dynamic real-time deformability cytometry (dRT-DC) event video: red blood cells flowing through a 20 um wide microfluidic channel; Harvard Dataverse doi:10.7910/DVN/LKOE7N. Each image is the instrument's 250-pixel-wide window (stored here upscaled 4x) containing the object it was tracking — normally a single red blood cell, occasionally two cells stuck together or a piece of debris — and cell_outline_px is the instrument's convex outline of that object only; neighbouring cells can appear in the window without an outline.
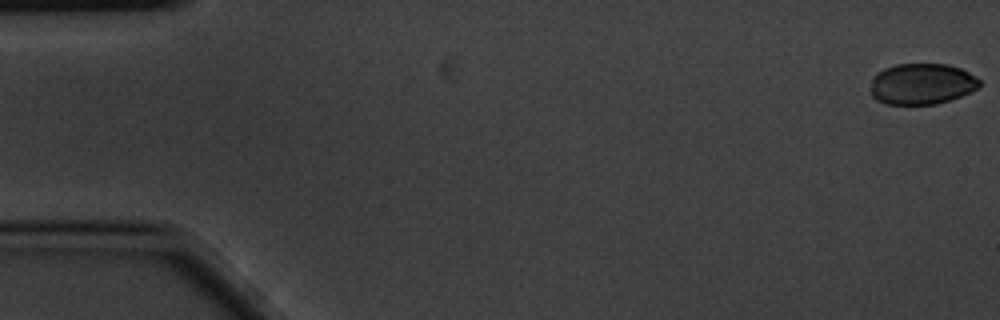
{"species": "common noctule bat (a hibernating species)", "species_latin": "Nyctalus noctula", "temperature_condition": "cold", "stored_images_in_passage": 6, "segment_of_instrument_passage": [1, 2], "camera_frame_rate_fps": 3000, "um_per_image_px": 0.085, "animal": {"sex": "male", "body_mass_g": 20.1, "forearm_length_mm": 53.5}, "frame": {"image": 1, "passage_image": 1, "time_ms": 0.0, "image_size_px": [1000, 320], "cell_outline_px": [[980, 84], [972, 92], [936, 104], [884, 104], [876, 100], [872, 96], [872, 76], [876, 72], [884, 68], [896, 64], [948, 64], [960, 68], [976, 76], [980, 80]], "centroid_in_image_um": [78.34, 7.12], "position_along_channel_um": 6.7, "area_um2": 26.13}}